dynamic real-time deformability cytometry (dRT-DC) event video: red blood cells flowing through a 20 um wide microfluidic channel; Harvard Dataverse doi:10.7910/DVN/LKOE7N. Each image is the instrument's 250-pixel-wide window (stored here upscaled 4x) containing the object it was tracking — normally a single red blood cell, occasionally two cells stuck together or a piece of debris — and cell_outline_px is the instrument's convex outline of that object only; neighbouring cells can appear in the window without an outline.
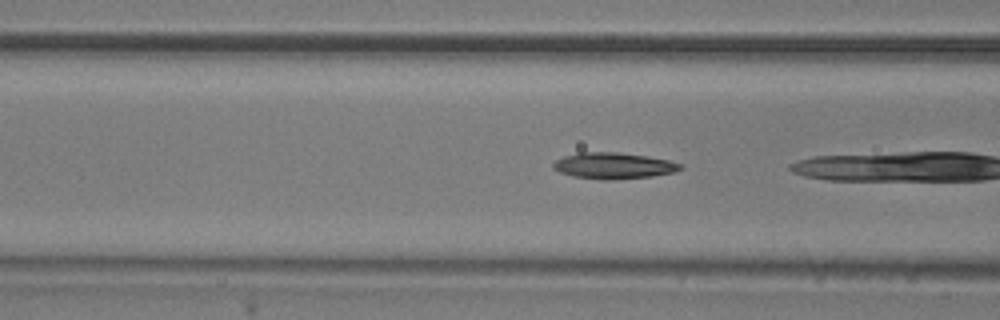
{"species": "common noctule bat (a hibernating species)", "species_latin": "Nyctalus noctula", "temperature_condition": "room temperature", "stored_images_in_passage": 17, "camera_frame_rate_fps": 3000, "um_per_image_px": 0.085, "animal": {"sex": "male", "body_mass_g": 20.5, "forearm_length_mm": 52.5}, "frame": {"image": 1, "passage_image": 16, "time_ms": 5.0, "image_size_px": [1000, 320], "cell_outline_px": [[684, 168], [676, 172], [652, 176], [612, 180], [600, 180], [572, 176], [560, 172], [552, 168], [552, 164], [556, 160], [564, 156], [580, 152], [616, 152], [648, 156], [668, 160], [684, 164]], "centroid_in_image_um": [52.18, 14.09], "position_along_channel_um": 114.4, "area_um2": 19.65}}